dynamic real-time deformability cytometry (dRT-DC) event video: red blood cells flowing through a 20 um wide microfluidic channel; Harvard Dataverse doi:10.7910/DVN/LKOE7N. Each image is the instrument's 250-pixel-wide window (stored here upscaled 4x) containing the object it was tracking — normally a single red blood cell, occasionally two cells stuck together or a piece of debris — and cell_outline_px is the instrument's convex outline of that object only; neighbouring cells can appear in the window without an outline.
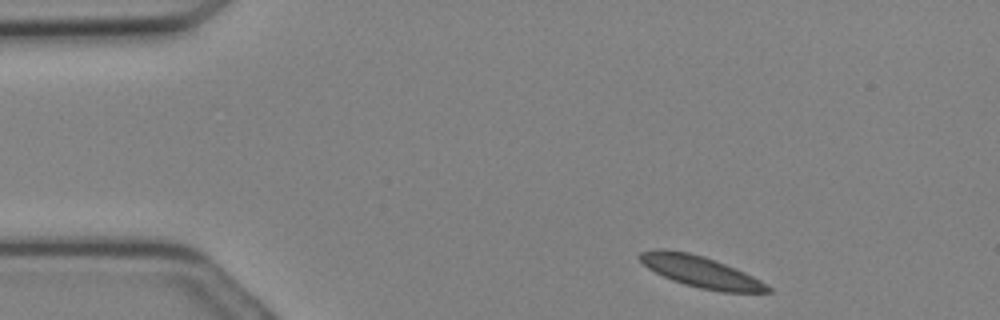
{"species": "Egyptian fruit bat (a non-hibernating species)", "species_latin": "Rousettus aegyptiacus", "temperature_condition": "cold", "stored_images_in_passage": 8, "camera_frame_rate_fps": 3000, "um_per_image_px": 0.085, "animal": {"sex": "female"}, "frame": {"image": 1, "passage_image": 1, "time_ms": 0.0, "image_size_px": [1000, 320], "cell_outline_px": [[772, 292], [720, 292], [700, 288], [684, 284], [672, 280], [648, 268], [636, 256], [640, 252], [656, 248], [664, 248], [688, 252], [704, 256], [736, 268], [760, 280], [772, 288]], "centroid_in_image_um": [59.54, 23.08], "position_along_channel_um": 25.5, "area_um2": 23.35}}
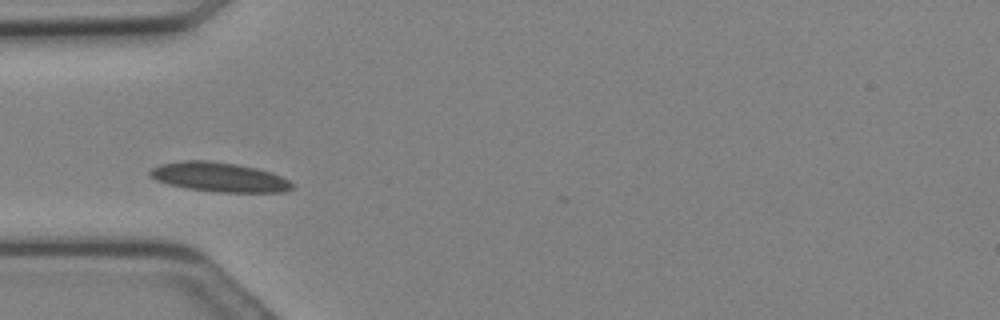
{"frame": {"image": 2, "passage_image": 6, "time_ms": 1.667, "image_size_px": [1000, 320], "cell_outline_px": [[292, 188], [284, 192], [220, 192], [188, 188], [168, 184], [156, 180], [148, 176], [148, 172], [152, 168], [160, 164], [180, 160], [212, 160], [236, 164], [256, 168], [272, 172], [288, 180], [292, 184]], "centroid_in_image_um": [18.59, 15.04], "position_along_channel_um": 66.4, "area_um2": 24.39}}